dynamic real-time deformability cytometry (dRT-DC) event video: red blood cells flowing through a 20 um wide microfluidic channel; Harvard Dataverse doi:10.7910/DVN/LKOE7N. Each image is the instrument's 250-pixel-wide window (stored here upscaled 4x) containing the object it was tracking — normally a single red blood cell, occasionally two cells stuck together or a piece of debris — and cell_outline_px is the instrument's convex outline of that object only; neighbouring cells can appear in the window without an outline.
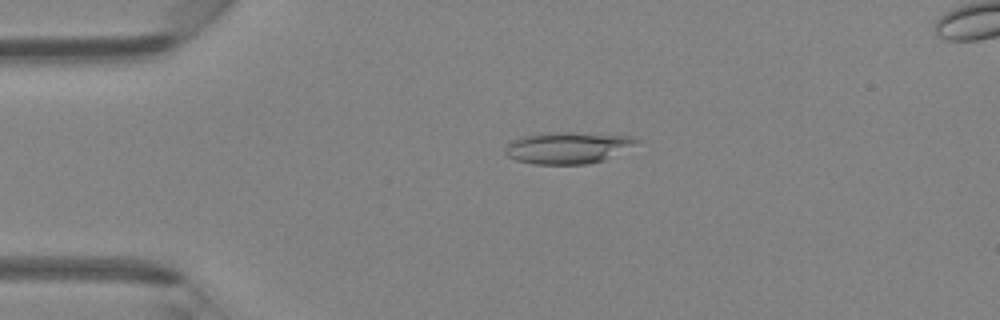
{"species": "Egyptian fruit bat (a non-hibernating species)", "species_latin": "Rousettus aegyptiacus", "temperature_condition": "room temperature", "stored_images_in_passage": 4, "camera_frame_rate_fps": 3000, "um_per_image_px": 0.085, "animal": {"sex": "female"}, "frame": {"image": 1, "passage_image": 3, "time_ms": 0.667, "image_size_px": [1000, 320], "cell_outline_px": [[644, 140], [604, 160], [588, 164], [532, 164], [516, 160], [508, 156], [504, 152], [504, 148], [512, 140], [524, 136], [544, 132], [576, 132], [632, 136]], "centroid_in_image_um": [48.26, 12.55], "position_along_channel_um": 36.7, "area_um2": 24.39}}